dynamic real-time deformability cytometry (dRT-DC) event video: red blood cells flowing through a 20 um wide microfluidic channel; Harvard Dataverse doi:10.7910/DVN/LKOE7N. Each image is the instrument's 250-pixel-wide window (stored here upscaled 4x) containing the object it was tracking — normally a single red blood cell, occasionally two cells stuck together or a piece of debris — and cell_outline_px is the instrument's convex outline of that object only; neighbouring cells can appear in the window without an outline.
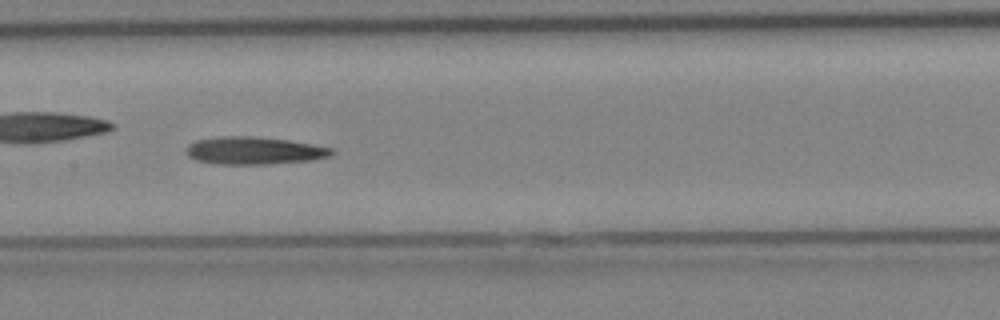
{"species": "Egyptian fruit bat (a non-hibernating species)", "species_latin": "Rousettus aegyptiacus", "temperature_condition": "cold", "stored_images_in_passage": 26, "camera_frame_rate_fps": 3000, "um_per_image_px": 0.085, "animal": {"sex": "female"}, "frame": {"image": 1, "passage_image": 8, "time_ms": 2.333, "image_size_px": [1000, 320], "cell_outline_px": [[336, 152], [328, 156], [312, 160], [268, 164], [216, 164], [196, 160], [188, 156], [184, 152], [184, 148], [188, 144], [196, 140], [220, 136], [252, 136], [288, 140], [312, 144], [332, 148]], "centroid_in_image_um": [21.55, 12.8], "position_along_channel_um": 185.9, "area_um2": 23.52}}
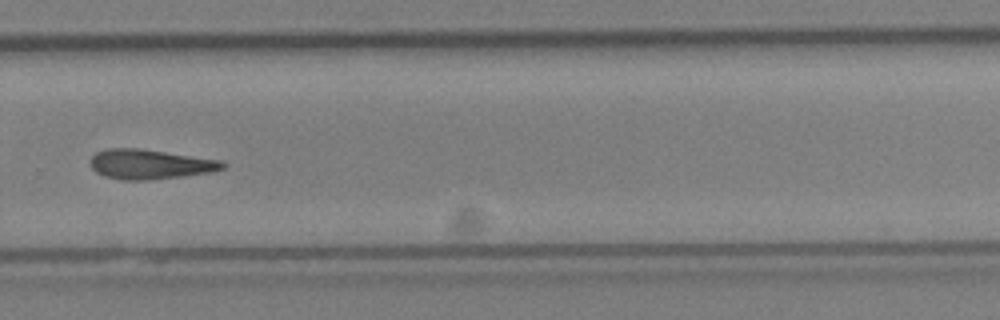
{"frame": {"image": 2, "passage_image": 15, "time_ms": 4.667, "image_size_px": [1000, 320], "cell_outline_px": [[228, 164], [224, 168], [212, 172], [152, 180], [120, 180], [104, 176], [96, 172], [88, 164], [88, 160], [96, 152], [108, 148], [136, 148], [220, 160]], "centroid_in_image_um": [12.7, 13.97], "position_along_channel_um": 317.1, "area_um2": 23.0}}
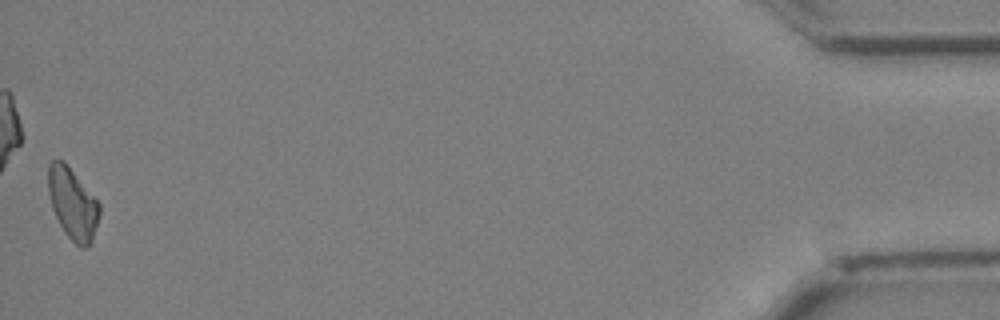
{"frame": {"image": 3, "passage_image": 26, "time_ms": 8.333, "image_size_px": [1000, 320], "cell_outline_px": [[100, 216], [92, 244], [88, 248], [80, 248], [64, 232], [52, 208], [48, 192], [48, 164], [52, 160], [64, 160], [100, 204]], "centroid_in_image_um": [6.19, 17.34], "position_along_channel_um": 429.0, "area_um2": 21.44}}